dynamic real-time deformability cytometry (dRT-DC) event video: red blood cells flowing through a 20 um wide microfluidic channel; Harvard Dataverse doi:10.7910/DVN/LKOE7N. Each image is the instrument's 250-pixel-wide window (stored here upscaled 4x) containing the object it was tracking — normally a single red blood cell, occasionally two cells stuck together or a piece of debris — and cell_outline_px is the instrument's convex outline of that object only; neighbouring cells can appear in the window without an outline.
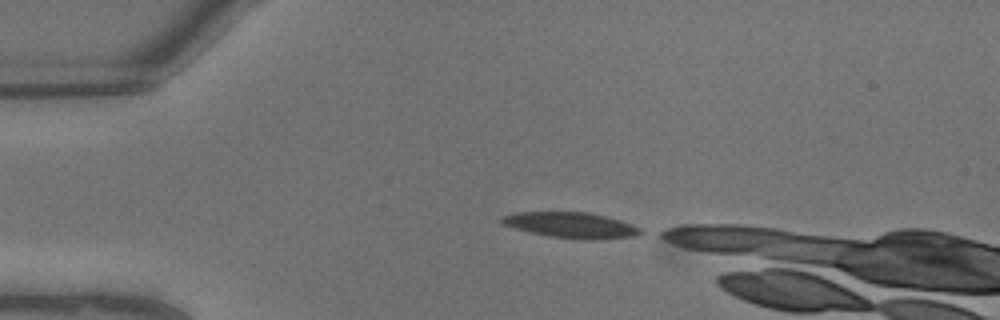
{"species": "common noctule bat (a hibernating species)", "species_latin": "Nyctalus noctula", "temperature_condition": "warm", "stored_images_in_passage": 5, "camera_frame_rate_fps": 3000, "um_per_image_px": 0.085, "animal": {"sex": "male", "body_mass_g": 13.3}, "frame": {"image": 1, "passage_image": 1, "time_ms": 0.0, "image_size_px": [1000, 320], "cell_outline_px": [[644, 232], [636, 236], [592, 240], [584, 240], [548, 236], [528, 232], [504, 224], [500, 220], [500, 216], [516, 212], [588, 212], [620, 220], [632, 224], [640, 228]], "centroid_in_image_um": [48.55, 19.14], "position_along_channel_um": 36.5, "area_um2": 20.81}}
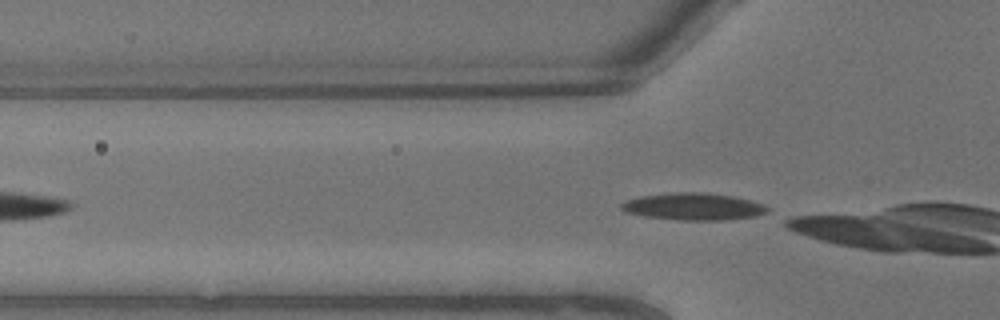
{"frame": {"image": 2, "passage_image": 5, "time_ms": 1.333, "image_size_px": [1000, 320], "cell_outline_px": [[768, 212], [756, 216], [724, 220], [680, 220], [644, 216], [624, 212], [620, 208], [620, 204], [628, 200], [640, 196], [672, 192], [704, 192], [732, 196], [764, 204], [768, 208]], "centroid_in_image_um": [58.92, 17.56], "position_along_channel_um": 66.9, "area_um2": 23.06}}